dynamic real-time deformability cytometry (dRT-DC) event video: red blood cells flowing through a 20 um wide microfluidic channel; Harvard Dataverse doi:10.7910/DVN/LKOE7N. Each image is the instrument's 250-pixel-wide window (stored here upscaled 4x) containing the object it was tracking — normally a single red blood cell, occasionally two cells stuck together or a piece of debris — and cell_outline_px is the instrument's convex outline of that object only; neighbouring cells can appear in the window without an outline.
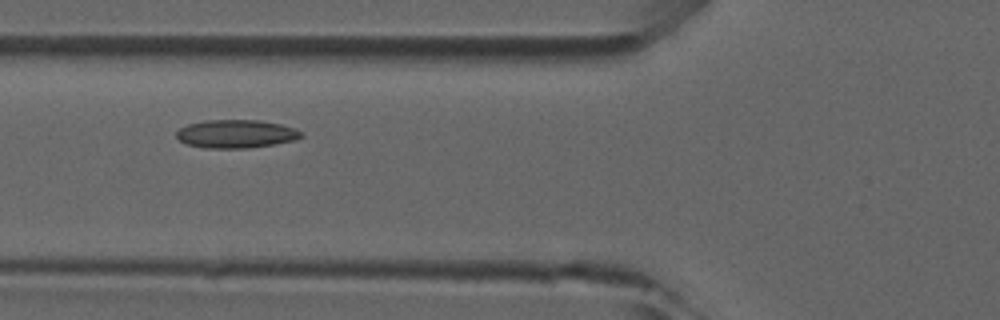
{"species": "common noctule bat (a hibernating species)", "species_latin": "Nyctalus noctula", "temperature_condition": "room temperature", "stored_images_in_passage": 44, "camera_frame_rate_fps": 3000, "um_per_image_px": 0.085, "animal": {"sex": "male", "forearm_length_mm": 52.5}, "frame": {"image": 1, "passage_image": 13, "time_ms": 4.0, "image_size_px": [1000, 320], "cell_outline_px": [[304, 136], [296, 140], [248, 148], [204, 148], [188, 144], [180, 140], [176, 136], [176, 132], [180, 128], [188, 124], [204, 120], [260, 120], [280, 124], [296, 128], [304, 132]], "centroid_in_image_um": [20.1, 11.37], "position_along_channel_um": 105.7, "area_um2": 20.63}}